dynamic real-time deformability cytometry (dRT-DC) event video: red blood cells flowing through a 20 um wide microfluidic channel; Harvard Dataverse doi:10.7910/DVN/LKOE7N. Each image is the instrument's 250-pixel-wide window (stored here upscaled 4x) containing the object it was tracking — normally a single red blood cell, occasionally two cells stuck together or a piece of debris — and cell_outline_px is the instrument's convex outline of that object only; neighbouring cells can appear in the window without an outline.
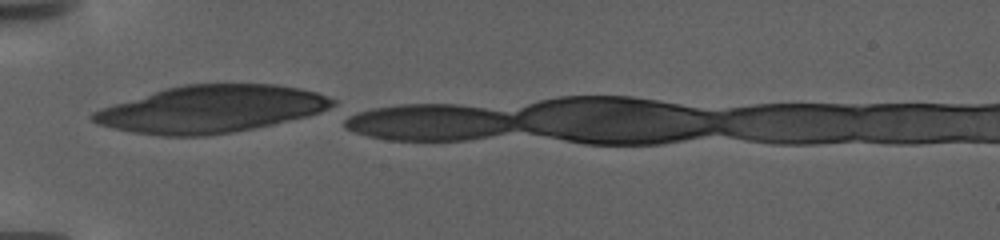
{"species": "human", "species_latin": "Homo sapiens", "temperature_condition": "warm", "stored_images_in_passage": 7, "camera_frame_rate_fps": 3000, "um_per_image_px": 0.085, "donor": {"sex": "female"}, "frame": {"image": 1, "passage_image": 1, "time_ms": 0.0, "image_size_px": [1000, 240], "cell_outline_px": [[336, 108], [308, 116], [272, 124], [232, 132], [204, 136], [160, 136], [132, 132], [112, 128], [96, 124], [88, 116], [92, 112], [100, 108], [112, 104], [164, 88], [184, 84], [276, 84], [300, 88], [316, 92], [336, 100]], "centroid_in_image_um": [17.93, 9.27], "position_along_channel_um": 67.1, "area_um2": 66.24}}